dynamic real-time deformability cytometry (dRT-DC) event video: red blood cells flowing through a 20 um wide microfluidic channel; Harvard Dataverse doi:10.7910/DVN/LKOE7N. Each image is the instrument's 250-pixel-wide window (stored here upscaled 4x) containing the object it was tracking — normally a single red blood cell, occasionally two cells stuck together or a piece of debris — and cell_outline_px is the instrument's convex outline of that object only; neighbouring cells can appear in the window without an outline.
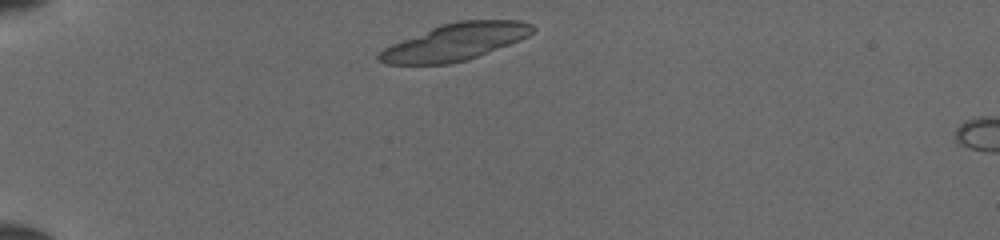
{"species": "common noctule bat (a hibernating species)", "species_latin": "Nyctalus noctula", "temperature_condition": "cold", "stored_images_in_passage": 5, "camera_frame_rate_fps": 3000, "um_per_image_px": 0.085, "animal": {"sex": "female", "body_mass_g": 19.5, "forearm_length_mm": 54.1}, "frame": {"image": 1, "passage_image": 2, "time_ms": 0.333, "image_size_px": [1000, 240], "cell_outline_px": [[536, 28], [528, 36], [520, 40], [468, 60], [448, 64], [384, 64], [376, 60], [376, 56], [384, 48], [392, 44], [440, 24], [456, 20], [520, 20], [532, 24]], "centroid_in_image_um": [38.69, 3.56], "position_along_channel_um": 46.3, "area_um2": 33.06}}